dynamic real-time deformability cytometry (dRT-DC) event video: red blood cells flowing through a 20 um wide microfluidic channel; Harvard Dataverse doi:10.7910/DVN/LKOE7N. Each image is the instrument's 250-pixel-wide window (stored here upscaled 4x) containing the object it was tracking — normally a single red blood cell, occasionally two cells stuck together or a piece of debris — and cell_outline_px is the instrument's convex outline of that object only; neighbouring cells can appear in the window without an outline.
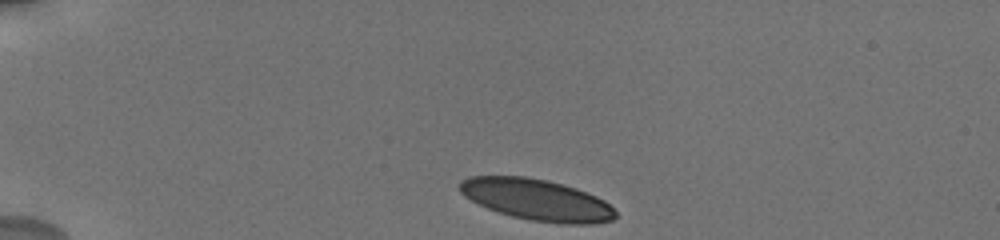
{"species": "human", "species_latin": "Homo sapiens", "temperature_condition": "cold", "stored_images_in_passage": 5, "camera_frame_rate_fps": 3000, "um_per_image_px": 0.085, "donor": {"sex": "male"}, "frame": {"image": 1, "passage_image": 1, "time_ms": 0.0, "image_size_px": [1000, 240], "cell_outline_px": [[616, 216], [612, 220], [592, 224], [560, 224], [532, 220], [512, 216], [488, 208], [464, 196], [460, 192], [460, 180], [468, 176], [524, 176], [548, 180], [576, 188], [596, 196], [604, 200], [616, 212]], "centroid_in_image_um": [45.63, 16.97], "position_along_channel_um": 39.4, "area_um2": 37.34}}
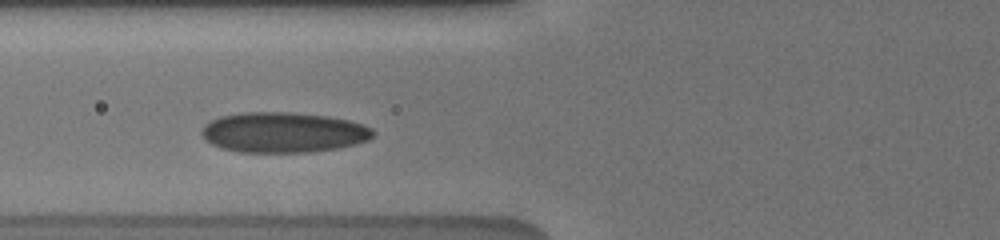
{"frame": {"image": 2, "passage_image": 4, "time_ms": 3.333, "image_size_px": [1000, 240], "cell_outline_px": [[376, 132], [368, 140], [356, 144], [336, 148], [308, 152], [240, 152], [220, 148], [212, 144], [200, 132], [204, 124], [220, 116], [240, 112], [288, 112], [328, 116], [348, 120], [364, 124], [372, 128]], "centroid_in_image_um": [24.09, 11.24], "position_along_channel_um": 101.7, "area_um2": 40.34}}
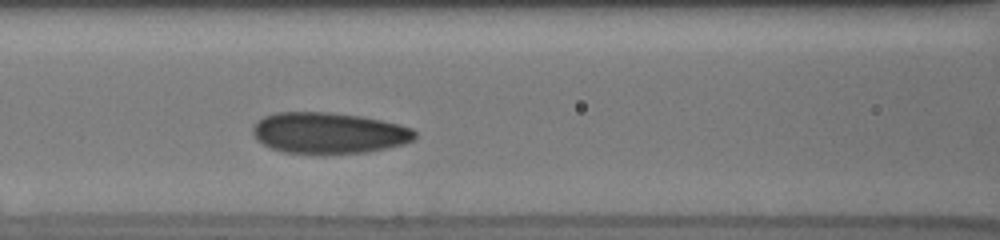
{"frame": {"image": 3, "passage_image": 5, "time_ms": 4.333, "image_size_px": [1000, 240], "cell_outline_px": [[416, 136], [412, 140], [404, 144], [388, 148], [368, 152], [324, 156], [284, 152], [272, 148], [256, 140], [252, 132], [252, 124], [264, 116], [276, 112], [332, 112], [360, 116], [400, 124], [412, 128], [416, 132]], "centroid_in_image_um": [27.93, 11.33], "position_along_channel_um": 138.7, "area_um2": 39.77}}